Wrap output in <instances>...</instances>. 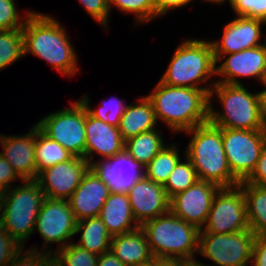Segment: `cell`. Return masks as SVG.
I'll use <instances>...</instances> for the list:
<instances>
[{
	"label": "cell",
	"mask_w": 266,
	"mask_h": 266,
	"mask_svg": "<svg viewBox=\"0 0 266 266\" xmlns=\"http://www.w3.org/2000/svg\"><path fill=\"white\" fill-rule=\"evenodd\" d=\"M68 32L52 14L33 10L22 28L24 57L30 54L45 61L61 77L77 76L81 72L79 52Z\"/></svg>",
	"instance_id": "1"
},
{
	"label": "cell",
	"mask_w": 266,
	"mask_h": 266,
	"mask_svg": "<svg viewBox=\"0 0 266 266\" xmlns=\"http://www.w3.org/2000/svg\"><path fill=\"white\" fill-rule=\"evenodd\" d=\"M146 96L159 127L167 128L172 136L208 122L209 94L205 90L172 87L159 80Z\"/></svg>",
	"instance_id": "2"
},
{
	"label": "cell",
	"mask_w": 266,
	"mask_h": 266,
	"mask_svg": "<svg viewBox=\"0 0 266 266\" xmlns=\"http://www.w3.org/2000/svg\"><path fill=\"white\" fill-rule=\"evenodd\" d=\"M185 37L174 48L159 80L172 87H191L208 94L216 83V60L209 38Z\"/></svg>",
	"instance_id": "3"
},
{
	"label": "cell",
	"mask_w": 266,
	"mask_h": 266,
	"mask_svg": "<svg viewBox=\"0 0 266 266\" xmlns=\"http://www.w3.org/2000/svg\"><path fill=\"white\" fill-rule=\"evenodd\" d=\"M248 86L216 82L209 92L208 122L218 128L266 130L258 90Z\"/></svg>",
	"instance_id": "4"
},
{
	"label": "cell",
	"mask_w": 266,
	"mask_h": 266,
	"mask_svg": "<svg viewBox=\"0 0 266 266\" xmlns=\"http://www.w3.org/2000/svg\"><path fill=\"white\" fill-rule=\"evenodd\" d=\"M189 141L185 156L192 162L199 180L220 188L238 186L240 181L232 174L225 155L222 128L207 122L183 133Z\"/></svg>",
	"instance_id": "5"
},
{
	"label": "cell",
	"mask_w": 266,
	"mask_h": 266,
	"mask_svg": "<svg viewBox=\"0 0 266 266\" xmlns=\"http://www.w3.org/2000/svg\"><path fill=\"white\" fill-rule=\"evenodd\" d=\"M144 231L154 258H184L196 261L200 230L171 211L144 222Z\"/></svg>",
	"instance_id": "6"
},
{
	"label": "cell",
	"mask_w": 266,
	"mask_h": 266,
	"mask_svg": "<svg viewBox=\"0 0 266 266\" xmlns=\"http://www.w3.org/2000/svg\"><path fill=\"white\" fill-rule=\"evenodd\" d=\"M45 196L36 180H22L4 192L0 225L22 247L34 235L36 219Z\"/></svg>",
	"instance_id": "7"
},
{
	"label": "cell",
	"mask_w": 266,
	"mask_h": 266,
	"mask_svg": "<svg viewBox=\"0 0 266 266\" xmlns=\"http://www.w3.org/2000/svg\"><path fill=\"white\" fill-rule=\"evenodd\" d=\"M76 227L77 220L69 201L45 197L34 230V234L38 233L43 242L41 248L35 244L29 248L53 254L75 241ZM55 243L57 246H54Z\"/></svg>",
	"instance_id": "8"
},
{
	"label": "cell",
	"mask_w": 266,
	"mask_h": 266,
	"mask_svg": "<svg viewBox=\"0 0 266 266\" xmlns=\"http://www.w3.org/2000/svg\"><path fill=\"white\" fill-rule=\"evenodd\" d=\"M70 103L63 109L47 113L38 119L35 125L74 156L85 159V112L87 110L79 99L72 100Z\"/></svg>",
	"instance_id": "9"
},
{
	"label": "cell",
	"mask_w": 266,
	"mask_h": 266,
	"mask_svg": "<svg viewBox=\"0 0 266 266\" xmlns=\"http://www.w3.org/2000/svg\"><path fill=\"white\" fill-rule=\"evenodd\" d=\"M255 235L248 229L238 233H199L198 266H250ZM209 260L212 261L209 263ZM213 263V265H212Z\"/></svg>",
	"instance_id": "10"
},
{
	"label": "cell",
	"mask_w": 266,
	"mask_h": 266,
	"mask_svg": "<svg viewBox=\"0 0 266 266\" xmlns=\"http://www.w3.org/2000/svg\"><path fill=\"white\" fill-rule=\"evenodd\" d=\"M222 141L232 174L241 182L255 170L266 146V130L222 128Z\"/></svg>",
	"instance_id": "11"
},
{
	"label": "cell",
	"mask_w": 266,
	"mask_h": 266,
	"mask_svg": "<svg viewBox=\"0 0 266 266\" xmlns=\"http://www.w3.org/2000/svg\"><path fill=\"white\" fill-rule=\"evenodd\" d=\"M250 229L246 202L238 185L220 188L215 194L207 220L200 233L228 234Z\"/></svg>",
	"instance_id": "12"
},
{
	"label": "cell",
	"mask_w": 266,
	"mask_h": 266,
	"mask_svg": "<svg viewBox=\"0 0 266 266\" xmlns=\"http://www.w3.org/2000/svg\"><path fill=\"white\" fill-rule=\"evenodd\" d=\"M214 57L216 82L243 85L246 79H253L260 84L266 70V43L237 53L214 54Z\"/></svg>",
	"instance_id": "13"
},
{
	"label": "cell",
	"mask_w": 266,
	"mask_h": 266,
	"mask_svg": "<svg viewBox=\"0 0 266 266\" xmlns=\"http://www.w3.org/2000/svg\"><path fill=\"white\" fill-rule=\"evenodd\" d=\"M222 28L221 37L210 38L214 54L237 53L266 43L264 20L235 15Z\"/></svg>",
	"instance_id": "14"
},
{
	"label": "cell",
	"mask_w": 266,
	"mask_h": 266,
	"mask_svg": "<svg viewBox=\"0 0 266 266\" xmlns=\"http://www.w3.org/2000/svg\"><path fill=\"white\" fill-rule=\"evenodd\" d=\"M90 167L84 158L73 156L40 171L35 180L46 198L68 201Z\"/></svg>",
	"instance_id": "15"
},
{
	"label": "cell",
	"mask_w": 266,
	"mask_h": 266,
	"mask_svg": "<svg viewBox=\"0 0 266 266\" xmlns=\"http://www.w3.org/2000/svg\"><path fill=\"white\" fill-rule=\"evenodd\" d=\"M220 187L198 180L191 187L170 199V211L201 230L207 220L212 201Z\"/></svg>",
	"instance_id": "16"
},
{
	"label": "cell",
	"mask_w": 266,
	"mask_h": 266,
	"mask_svg": "<svg viewBox=\"0 0 266 266\" xmlns=\"http://www.w3.org/2000/svg\"><path fill=\"white\" fill-rule=\"evenodd\" d=\"M85 133V160L91 167L125 152V141L119 128L92 117L87 111Z\"/></svg>",
	"instance_id": "17"
},
{
	"label": "cell",
	"mask_w": 266,
	"mask_h": 266,
	"mask_svg": "<svg viewBox=\"0 0 266 266\" xmlns=\"http://www.w3.org/2000/svg\"><path fill=\"white\" fill-rule=\"evenodd\" d=\"M110 193V187L99 171L90 167L68 200L76 220L99 216Z\"/></svg>",
	"instance_id": "18"
},
{
	"label": "cell",
	"mask_w": 266,
	"mask_h": 266,
	"mask_svg": "<svg viewBox=\"0 0 266 266\" xmlns=\"http://www.w3.org/2000/svg\"><path fill=\"white\" fill-rule=\"evenodd\" d=\"M126 193L133 216L140 226L170 211V199L163 185L151 181L144 175Z\"/></svg>",
	"instance_id": "19"
},
{
	"label": "cell",
	"mask_w": 266,
	"mask_h": 266,
	"mask_svg": "<svg viewBox=\"0 0 266 266\" xmlns=\"http://www.w3.org/2000/svg\"><path fill=\"white\" fill-rule=\"evenodd\" d=\"M0 154L13 167L22 180L36 179V125L23 134L0 133Z\"/></svg>",
	"instance_id": "20"
},
{
	"label": "cell",
	"mask_w": 266,
	"mask_h": 266,
	"mask_svg": "<svg viewBox=\"0 0 266 266\" xmlns=\"http://www.w3.org/2000/svg\"><path fill=\"white\" fill-rule=\"evenodd\" d=\"M95 168L111 192H127L144 175L143 168L126 152L99 163Z\"/></svg>",
	"instance_id": "21"
},
{
	"label": "cell",
	"mask_w": 266,
	"mask_h": 266,
	"mask_svg": "<svg viewBox=\"0 0 266 266\" xmlns=\"http://www.w3.org/2000/svg\"><path fill=\"white\" fill-rule=\"evenodd\" d=\"M99 217L111 236L129 233L140 227L133 216L126 192H111Z\"/></svg>",
	"instance_id": "22"
},
{
	"label": "cell",
	"mask_w": 266,
	"mask_h": 266,
	"mask_svg": "<svg viewBox=\"0 0 266 266\" xmlns=\"http://www.w3.org/2000/svg\"><path fill=\"white\" fill-rule=\"evenodd\" d=\"M158 127L152 103L146 94L137 97L134 102H128L118 126L124 141Z\"/></svg>",
	"instance_id": "23"
},
{
	"label": "cell",
	"mask_w": 266,
	"mask_h": 266,
	"mask_svg": "<svg viewBox=\"0 0 266 266\" xmlns=\"http://www.w3.org/2000/svg\"><path fill=\"white\" fill-rule=\"evenodd\" d=\"M110 250L125 265L142 263L154 258L144 231H135L112 236Z\"/></svg>",
	"instance_id": "24"
},
{
	"label": "cell",
	"mask_w": 266,
	"mask_h": 266,
	"mask_svg": "<svg viewBox=\"0 0 266 266\" xmlns=\"http://www.w3.org/2000/svg\"><path fill=\"white\" fill-rule=\"evenodd\" d=\"M76 235L80 237L74 243L89 252L101 255L110 251L112 236L99 216L77 221Z\"/></svg>",
	"instance_id": "25"
},
{
	"label": "cell",
	"mask_w": 266,
	"mask_h": 266,
	"mask_svg": "<svg viewBox=\"0 0 266 266\" xmlns=\"http://www.w3.org/2000/svg\"><path fill=\"white\" fill-rule=\"evenodd\" d=\"M159 128L140 133L125 141V152L142 168L146 167L160 150L170 142H167L166 137H164L165 134Z\"/></svg>",
	"instance_id": "26"
},
{
	"label": "cell",
	"mask_w": 266,
	"mask_h": 266,
	"mask_svg": "<svg viewBox=\"0 0 266 266\" xmlns=\"http://www.w3.org/2000/svg\"><path fill=\"white\" fill-rule=\"evenodd\" d=\"M247 220L254 235L266 234V186H259L241 181Z\"/></svg>",
	"instance_id": "27"
},
{
	"label": "cell",
	"mask_w": 266,
	"mask_h": 266,
	"mask_svg": "<svg viewBox=\"0 0 266 266\" xmlns=\"http://www.w3.org/2000/svg\"><path fill=\"white\" fill-rule=\"evenodd\" d=\"M178 141L166 144L160 152L143 168L144 176L164 185L177 163L185 156V148L180 149ZM182 150V151H180Z\"/></svg>",
	"instance_id": "28"
},
{
	"label": "cell",
	"mask_w": 266,
	"mask_h": 266,
	"mask_svg": "<svg viewBox=\"0 0 266 266\" xmlns=\"http://www.w3.org/2000/svg\"><path fill=\"white\" fill-rule=\"evenodd\" d=\"M73 156L72 153L66 150L58 142L46 136L36 126V177L40 171L54 166L55 164L70 160Z\"/></svg>",
	"instance_id": "29"
},
{
	"label": "cell",
	"mask_w": 266,
	"mask_h": 266,
	"mask_svg": "<svg viewBox=\"0 0 266 266\" xmlns=\"http://www.w3.org/2000/svg\"><path fill=\"white\" fill-rule=\"evenodd\" d=\"M87 93H84L79 100L86 107L87 112L94 118L102 120L109 125L118 127L120 119L125 112L128 105L127 100L119 98L117 96H109L108 98H102L96 107L92 106V98Z\"/></svg>",
	"instance_id": "30"
},
{
	"label": "cell",
	"mask_w": 266,
	"mask_h": 266,
	"mask_svg": "<svg viewBox=\"0 0 266 266\" xmlns=\"http://www.w3.org/2000/svg\"><path fill=\"white\" fill-rule=\"evenodd\" d=\"M109 8L110 11L116 8V11L119 10L124 16L133 15L134 29L156 21L155 0H109Z\"/></svg>",
	"instance_id": "31"
},
{
	"label": "cell",
	"mask_w": 266,
	"mask_h": 266,
	"mask_svg": "<svg viewBox=\"0 0 266 266\" xmlns=\"http://www.w3.org/2000/svg\"><path fill=\"white\" fill-rule=\"evenodd\" d=\"M24 58L22 29L0 31V72Z\"/></svg>",
	"instance_id": "32"
},
{
	"label": "cell",
	"mask_w": 266,
	"mask_h": 266,
	"mask_svg": "<svg viewBox=\"0 0 266 266\" xmlns=\"http://www.w3.org/2000/svg\"><path fill=\"white\" fill-rule=\"evenodd\" d=\"M199 180L192 162L184 156L175 166L163 185L166 194L171 199L176 194L185 191Z\"/></svg>",
	"instance_id": "33"
},
{
	"label": "cell",
	"mask_w": 266,
	"mask_h": 266,
	"mask_svg": "<svg viewBox=\"0 0 266 266\" xmlns=\"http://www.w3.org/2000/svg\"><path fill=\"white\" fill-rule=\"evenodd\" d=\"M53 255L62 266H97L99 255H96L74 242L55 251Z\"/></svg>",
	"instance_id": "34"
},
{
	"label": "cell",
	"mask_w": 266,
	"mask_h": 266,
	"mask_svg": "<svg viewBox=\"0 0 266 266\" xmlns=\"http://www.w3.org/2000/svg\"><path fill=\"white\" fill-rule=\"evenodd\" d=\"M17 3L16 0H0V31L23 28L33 10L29 8L20 12Z\"/></svg>",
	"instance_id": "35"
},
{
	"label": "cell",
	"mask_w": 266,
	"mask_h": 266,
	"mask_svg": "<svg viewBox=\"0 0 266 266\" xmlns=\"http://www.w3.org/2000/svg\"><path fill=\"white\" fill-rule=\"evenodd\" d=\"M80 6L86 11L85 13L91 17L102 30L108 32L110 30V21L112 12L109 8V0H77ZM109 29V30H108Z\"/></svg>",
	"instance_id": "36"
},
{
	"label": "cell",
	"mask_w": 266,
	"mask_h": 266,
	"mask_svg": "<svg viewBox=\"0 0 266 266\" xmlns=\"http://www.w3.org/2000/svg\"><path fill=\"white\" fill-rule=\"evenodd\" d=\"M229 8L236 16L266 21V0H230Z\"/></svg>",
	"instance_id": "37"
},
{
	"label": "cell",
	"mask_w": 266,
	"mask_h": 266,
	"mask_svg": "<svg viewBox=\"0 0 266 266\" xmlns=\"http://www.w3.org/2000/svg\"><path fill=\"white\" fill-rule=\"evenodd\" d=\"M50 254L22 247L7 266H40Z\"/></svg>",
	"instance_id": "38"
},
{
	"label": "cell",
	"mask_w": 266,
	"mask_h": 266,
	"mask_svg": "<svg viewBox=\"0 0 266 266\" xmlns=\"http://www.w3.org/2000/svg\"><path fill=\"white\" fill-rule=\"evenodd\" d=\"M22 248L0 225V266H7Z\"/></svg>",
	"instance_id": "39"
},
{
	"label": "cell",
	"mask_w": 266,
	"mask_h": 266,
	"mask_svg": "<svg viewBox=\"0 0 266 266\" xmlns=\"http://www.w3.org/2000/svg\"><path fill=\"white\" fill-rule=\"evenodd\" d=\"M21 181L13 167L0 154V188L5 192Z\"/></svg>",
	"instance_id": "40"
},
{
	"label": "cell",
	"mask_w": 266,
	"mask_h": 266,
	"mask_svg": "<svg viewBox=\"0 0 266 266\" xmlns=\"http://www.w3.org/2000/svg\"><path fill=\"white\" fill-rule=\"evenodd\" d=\"M198 0H155L156 6V20H162L164 16L173 13L171 11L187 8L190 3ZM200 1V0H199Z\"/></svg>",
	"instance_id": "41"
},
{
	"label": "cell",
	"mask_w": 266,
	"mask_h": 266,
	"mask_svg": "<svg viewBox=\"0 0 266 266\" xmlns=\"http://www.w3.org/2000/svg\"><path fill=\"white\" fill-rule=\"evenodd\" d=\"M251 266H266V234L255 235Z\"/></svg>",
	"instance_id": "42"
},
{
	"label": "cell",
	"mask_w": 266,
	"mask_h": 266,
	"mask_svg": "<svg viewBox=\"0 0 266 266\" xmlns=\"http://www.w3.org/2000/svg\"><path fill=\"white\" fill-rule=\"evenodd\" d=\"M244 182L259 186H266V146L261 152L255 170Z\"/></svg>",
	"instance_id": "43"
},
{
	"label": "cell",
	"mask_w": 266,
	"mask_h": 266,
	"mask_svg": "<svg viewBox=\"0 0 266 266\" xmlns=\"http://www.w3.org/2000/svg\"><path fill=\"white\" fill-rule=\"evenodd\" d=\"M196 261L184 258H157V266H195Z\"/></svg>",
	"instance_id": "44"
},
{
	"label": "cell",
	"mask_w": 266,
	"mask_h": 266,
	"mask_svg": "<svg viewBox=\"0 0 266 266\" xmlns=\"http://www.w3.org/2000/svg\"><path fill=\"white\" fill-rule=\"evenodd\" d=\"M97 266H127V265L123 264L110 250L99 255Z\"/></svg>",
	"instance_id": "45"
},
{
	"label": "cell",
	"mask_w": 266,
	"mask_h": 266,
	"mask_svg": "<svg viewBox=\"0 0 266 266\" xmlns=\"http://www.w3.org/2000/svg\"><path fill=\"white\" fill-rule=\"evenodd\" d=\"M262 86V88H261ZM260 91H258L261 113L266 121V85H260Z\"/></svg>",
	"instance_id": "46"
},
{
	"label": "cell",
	"mask_w": 266,
	"mask_h": 266,
	"mask_svg": "<svg viewBox=\"0 0 266 266\" xmlns=\"http://www.w3.org/2000/svg\"><path fill=\"white\" fill-rule=\"evenodd\" d=\"M40 266H62L61 263L57 260V258L50 254L41 264Z\"/></svg>",
	"instance_id": "47"
},
{
	"label": "cell",
	"mask_w": 266,
	"mask_h": 266,
	"mask_svg": "<svg viewBox=\"0 0 266 266\" xmlns=\"http://www.w3.org/2000/svg\"><path fill=\"white\" fill-rule=\"evenodd\" d=\"M230 0H200V3H210V4H215L217 6H221L223 7L224 6H227V4L229 3ZM205 2V3H204Z\"/></svg>",
	"instance_id": "48"
},
{
	"label": "cell",
	"mask_w": 266,
	"mask_h": 266,
	"mask_svg": "<svg viewBox=\"0 0 266 266\" xmlns=\"http://www.w3.org/2000/svg\"><path fill=\"white\" fill-rule=\"evenodd\" d=\"M130 266H157V258H153L152 260L145 261V262L138 263V264H133Z\"/></svg>",
	"instance_id": "49"
},
{
	"label": "cell",
	"mask_w": 266,
	"mask_h": 266,
	"mask_svg": "<svg viewBox=\"0 0 266 266\" xmlns=\"http://www.w3.org/2000/svg\"><path fill=\"white\" fill-rule=\"evenodd\" d=\"M4 191L0 188V209L3 202Z\"/></svg>",
	"instance_id": "50"
},
{
	"label": "cell",
	"mask_w": 266,
	"mask_h": 266,
	"mask_svg": "<svg viewBox=\"0 0 266 266\" xmlns=\"http://www.w3.org/2000/svg\"><path fill=\"white\" fill-rule=\"evenodd\" d=\"M260 85H266V70H265V73H264V76H263V79H262Z\"/></svg>",
	"instance_id": "51"
}]
</instances>
